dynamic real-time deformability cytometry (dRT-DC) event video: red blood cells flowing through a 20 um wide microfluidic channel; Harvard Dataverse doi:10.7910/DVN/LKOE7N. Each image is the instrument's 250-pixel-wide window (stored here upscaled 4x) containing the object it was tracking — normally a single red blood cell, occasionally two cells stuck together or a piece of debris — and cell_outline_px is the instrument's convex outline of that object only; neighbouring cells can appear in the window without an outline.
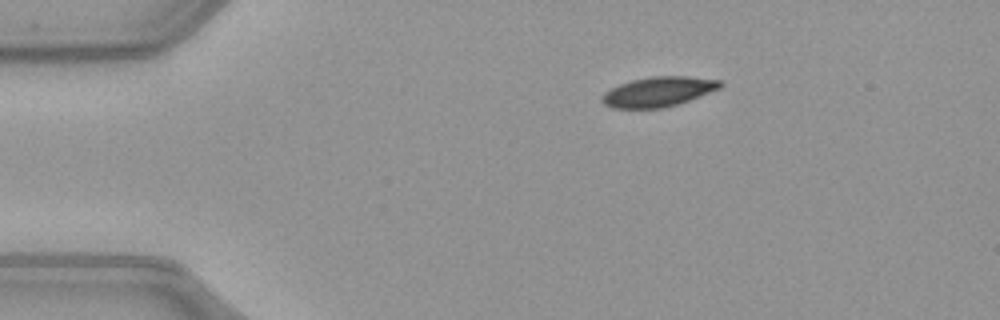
{"species": "common noctule bat (a hibernating species)", "species_latin": "Nyctalus noctula", "temperature_condition": "warm", "stored_images_in_passage": 43, "camera_frame_rate_fps": 3000, "um_per_image_px": 0.085, "animal": {"sex": "female", "body_mass_g": 21.9}, "frame": {"image": 1, "passage_image": 1, "time_ms": 0.0, "image_size_px": [1000, 320], "cell_outline_px": [[724, 84], [720, 88], [680, 104], [664, 108], [612, 108], [604, 104], [600, 100], [600, 96], [604, 92], [620, 84], [632, 80], [652, 76], [688, 76], [720, 80]], "centroid_in_image_um": [55.96, 7.8], "position_along_channel_um": 29.0, "area_um2": 20.69}}
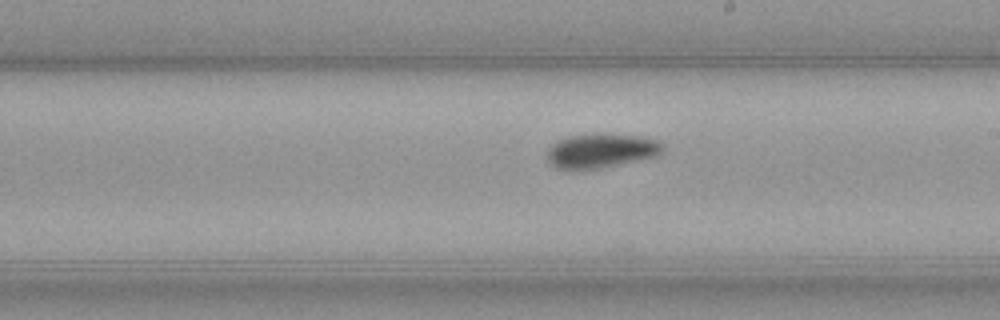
{"frame": {"image": 2, "passage_image": 21, "time_ms": 6.667, "image_size_px": [1000, 320], "cell_outline_px": [[664, 148], [656, 156], [600, 168], [572, 172], [556, 168], [548, 160], [548, 148], [556, 140], [568, 136], [596, 132], [644, 136], [656, 140], [664, 144]], "centroid_in_image_um": [51.05, 12.8], "position_along_channel_um": 238.0, "area_um2": 23.81}}
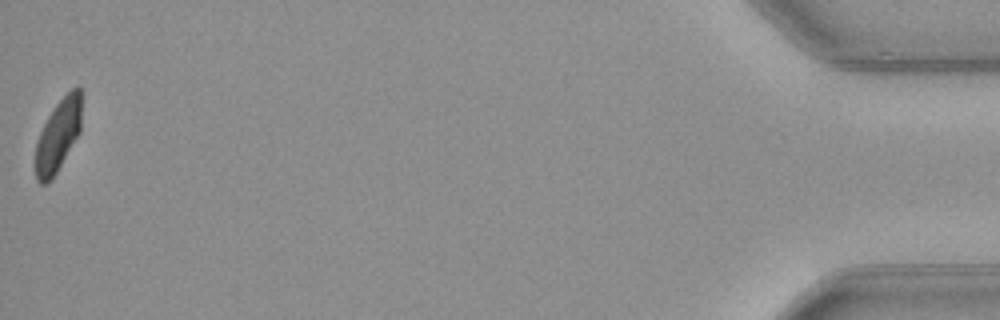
{"frame": {"image": 3, "passage_image": 43, "time_ms": 14.0, "image_size_px": [1000, 320], "cell_outline_px": [[80, 132], [52, 180], [48, 184], [40, 184], [36, 180], [36, 144], [40, 132], [48, 116], [56, 104], [76, 84], [80, 88]], "centroid_in_image_um": [4.93, 11.55], "position_along_channel_um": 430.3, "area_um2": 19.13}, "authors_computed_cell_mechanics": {"area_um2": 22.1952, "velocity_mm_per_s": 4.0173, "shape_relaxation_time_tau1_ms": 4.7685, "shape_relaxation_time_tau2_ms": 5.6429, "deformation_change_tau1": 0.1459, "deformation_change_tau2": 0.0855}}